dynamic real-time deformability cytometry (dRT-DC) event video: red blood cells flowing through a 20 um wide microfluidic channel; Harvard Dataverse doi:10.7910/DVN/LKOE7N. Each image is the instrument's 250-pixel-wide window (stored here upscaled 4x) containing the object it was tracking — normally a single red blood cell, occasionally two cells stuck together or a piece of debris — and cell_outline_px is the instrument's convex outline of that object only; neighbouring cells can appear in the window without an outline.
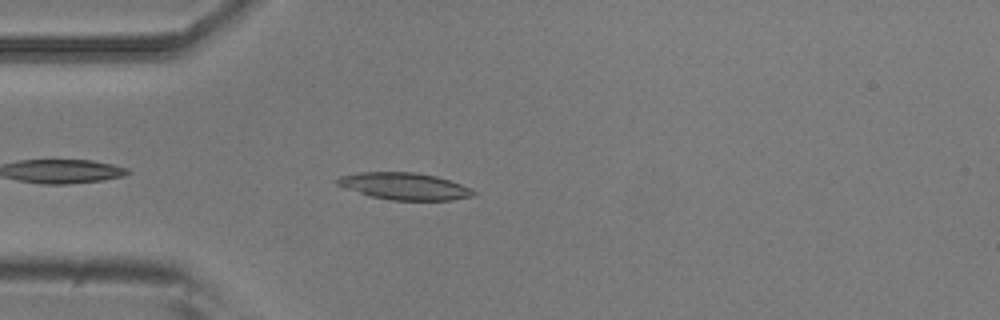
{"species": "common noctule bat (a hibernating species)", "species_latin": "Nyctalus noctula", "temperature_condition": "room temperature", "stored_images_in_passage": 1, "camera_frame_rate_fps": 3000, "um_per_image_px": 0.085, "animal": {"sex": "male", "body_mass_g": 20.5, "forearm_length_mm": 52.5}, "frame": {"image": 1, "passage_image": 1, "time_ms": 0.0, "image_size_px": [1000, 320], "cell_outline_px": [[476, 192], [472, 196], [452, 200], [392, 200], [368, 196], [344, 188], [336, 184], [336, 180], [340, 176], [360, 172], [416, 172], [436, 176], [460, 184]], "centroid_in_image_um": [34.32, 15.83], "position_along_channel_um": 50.7, "area_um2": 21.33}}